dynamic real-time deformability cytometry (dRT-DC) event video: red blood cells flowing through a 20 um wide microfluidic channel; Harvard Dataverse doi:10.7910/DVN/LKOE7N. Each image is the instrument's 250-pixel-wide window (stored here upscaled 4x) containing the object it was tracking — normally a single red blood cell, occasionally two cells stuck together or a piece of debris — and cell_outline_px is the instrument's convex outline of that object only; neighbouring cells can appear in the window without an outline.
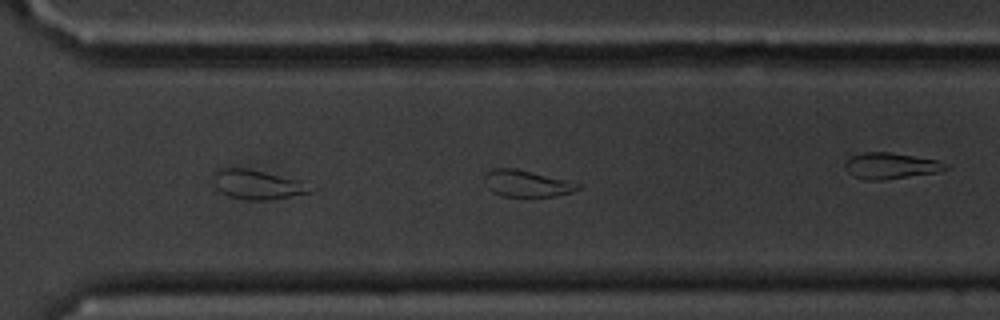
{"species": "common noctule bat (a hibernating species)", "species_latin": "Nyctalus noctula", "temperature_condition": "cold", "stored_images_in_passage": 42, "camera_frame_rate_fps": 3000, "um_per_image_px": 0.085, "animal": {"sex": "male", "body_mass_g": 20.1, "forearm_length_mm": 53.5}, "frame": {"image": 1, "passage_image": 24, "time_ms": 7.667, "image_size_px": [1000, 320], "cell_outline_px": [[580, 188], [572, 192], [556, 196], [500, 196], [492, 192], [488, 188], [484, 176], [488, 172], [496, 168], [512, 168], [564, 180], [580, 184]], "centroid_in_image_um": [44.74, 15.62], "position_along_channel_um": 325.9, "area_um2": 13.99}}
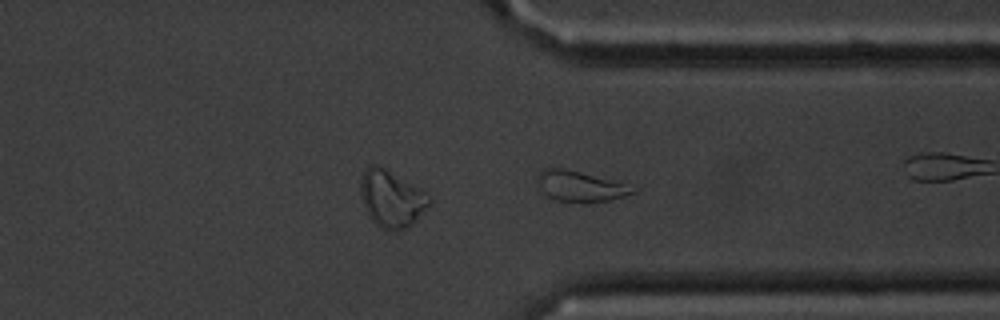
{"frame": {"image": 2, "passage_image": 27, "time_ms": 8.667, "image_size_px": [1000, 320], "cell_outline_px": [[640, 188], [636, 192], [624, 196], [608, 200], [584, 204], [556, 200], [544, 196], [536, 184], [536, 176], [544, 168], [564, 168], [580, 172]], "centroid_in_image_um": [49.26, 15.86], "position_along_channel_um": 362.1, "area_um2": 17.34}}
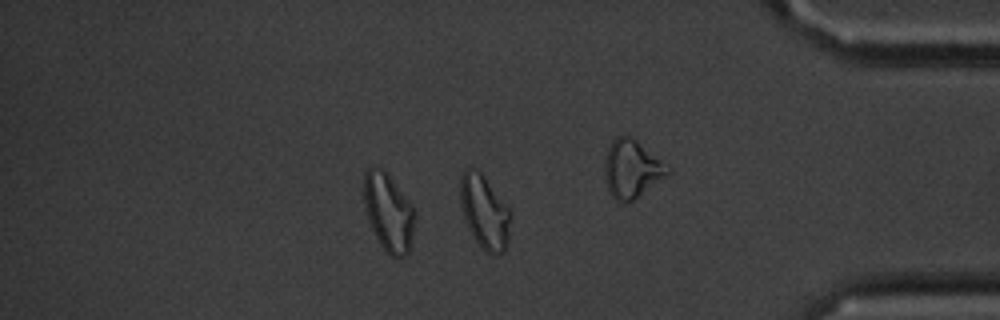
{"frame": {"image": 3, "passage_image": 32, "time_ms": 10.333, "image_size_px": [1000, 320], "cell_outline_px": [[512, 216], [508, 244], [504, 252], [488, 252], [476, 240], [468, 228], [464, 216], [460, 200], [460, 176], [464, 168], [472, 168], [480, 172], [484, 176], [508, 208]], "centroid_in_image_um": [41.19, 17.98], "position_along_channel_um": 394.0, "area_um2": 21.27}, "authors_computed_cell_mechanics": {"area_um2": 15.9528, "velocity_mm_per_s": 3.5793, "shape_relaxation_time_tau1_ms": 5.2668, "shape_relaxation_time_tau2_ms": 4.1746, "deformation_change_tau1": 0.1312, "deformation_change_tau2": 0.1109}}